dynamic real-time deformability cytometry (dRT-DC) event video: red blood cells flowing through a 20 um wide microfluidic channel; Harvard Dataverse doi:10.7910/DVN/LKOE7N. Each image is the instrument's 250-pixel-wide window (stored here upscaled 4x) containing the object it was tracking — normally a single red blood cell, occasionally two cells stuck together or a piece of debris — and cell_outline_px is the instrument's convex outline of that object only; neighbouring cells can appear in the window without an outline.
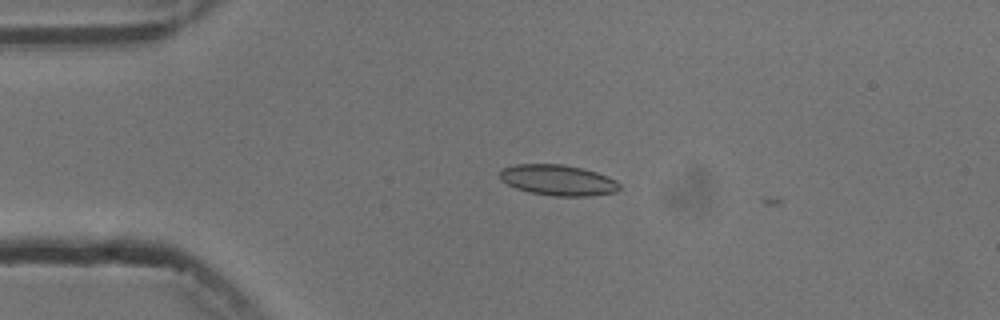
{"species": "common noctule bat (a hibernating species)", "species_latin": "Nyctalus noctula", "temperature_condition": "cold", "stored_images_in_passage": 3, "camera_frame_rate_fps": 3000, "um_per_image_px": 0.085, "animal": {"sex": "male", "body_mass_g": 13.3}, "frame": {"image": 1, "passage_image": 2, "time_ms": 1.0, "image_size_px": [1000, 320], "cell_outline_px": [[620, 188], [616, 192], [588, 196], [552, 196], [532, 192], [516, 188], [500, 180], [500, 172], [504, 168], [516, 164], [564, 164], [596, 172], [608, 176], [616, 180], [620, 184]], "centroid_in_image_um": [47.45, 15.31], "position_along_channel_um": 37.5, "area_um2": 21.33}}